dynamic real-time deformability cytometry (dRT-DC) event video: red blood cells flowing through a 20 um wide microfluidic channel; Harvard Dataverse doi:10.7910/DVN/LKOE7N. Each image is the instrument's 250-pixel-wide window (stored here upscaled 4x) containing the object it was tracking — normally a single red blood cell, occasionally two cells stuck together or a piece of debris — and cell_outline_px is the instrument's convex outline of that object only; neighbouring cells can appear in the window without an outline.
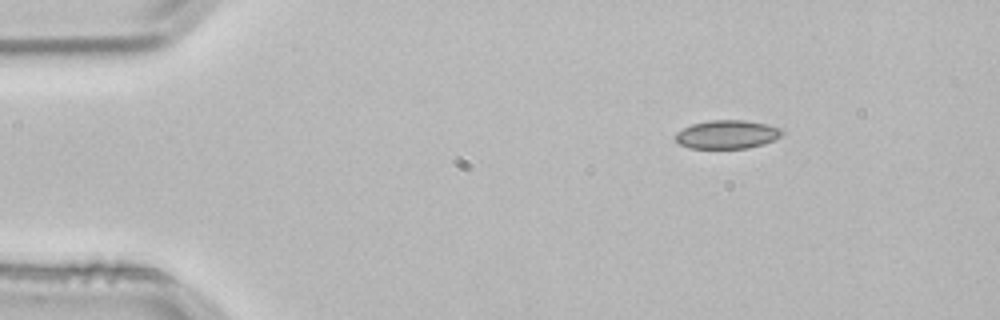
{"species": "common noctule bat (a hibernating species)", "species_latin": "Nyctalus noctula", "temperature_condition": "room temperature", "stored_images_in_passage": 2, "camera_frame_rate_fps": 3000, "um_per_image_px": 0.085, "animal": {"sex": "male", "body_mass_g": 21.5, "forearm_length_mm": 52.0}, "frame": {"image": 1, "passage_image": 1, "time_ms": 0.0, "image_size_px": [1000, 320], "cell_outline_px": [[784, 132], [780, 136], [764, 144], [748, 148], [688, 148], [680, 144], [676, 140], [676, 132], [692, 124], [712, 120], [744, 120], [768, 124], [784, 128]], "centroid_in_image_um": [61.84, 11.42], "position_along_channel_um": 23.2, "area_um2": 17.74}}
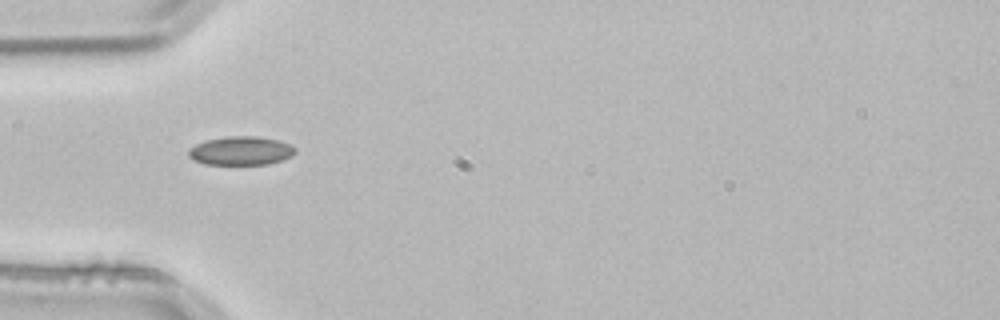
{"frame": {"image": 2, "passage_image": 2, "time_ms": 0.333, "image_size_px": [1000, 320], "cell_outline_px": [[296, 152], [292, 156], [268, 164], [204, 164], [192, 160], [188, 156], [188, 148], [196, 144], [208, 140], [228, 136], [256, 136], [280, 140], [292, 144], [296, 148]], "centroid_in_image_um": [20.49, 12.81], "position_along_channel_um": 64.5, "area_um2": 17.98}}